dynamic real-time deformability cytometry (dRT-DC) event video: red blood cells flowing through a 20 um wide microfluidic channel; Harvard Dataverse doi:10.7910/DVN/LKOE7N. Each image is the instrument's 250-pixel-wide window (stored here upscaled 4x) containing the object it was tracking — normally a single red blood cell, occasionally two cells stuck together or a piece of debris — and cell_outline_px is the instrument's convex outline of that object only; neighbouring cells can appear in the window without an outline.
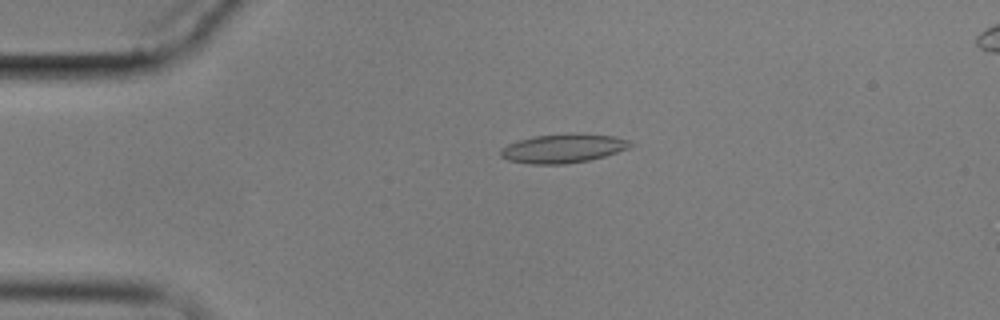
{"species": "common noctule bat (a hibernating species)", "species_latin": "Nyctalus noctula", "temperature_condition": "cold", "stored_images_in_passage": 2, "camera_frame_rate_fps": 3000, "um_per_image_px": 0.085, "animal": {"sex": "male", "body_mass_g": 17.9}, "frame": {"image": 1, "passage_image": 1, "time_ms": 0.0, "image_size_px": [1000, 320], "cell_outline_px": [[636, 144], [628, 148], [604, 156], [588, 160], [564, 164], [532, 164], [508, 160], [500, 156], [500, 148], [508, 144], [532, 136], [576, 132], [616, 136], [628, 140]], "centroid_in_image_um": [47.88, 12.59], "position_along_channel_um": 37.1, "area_um2": 22.08}}